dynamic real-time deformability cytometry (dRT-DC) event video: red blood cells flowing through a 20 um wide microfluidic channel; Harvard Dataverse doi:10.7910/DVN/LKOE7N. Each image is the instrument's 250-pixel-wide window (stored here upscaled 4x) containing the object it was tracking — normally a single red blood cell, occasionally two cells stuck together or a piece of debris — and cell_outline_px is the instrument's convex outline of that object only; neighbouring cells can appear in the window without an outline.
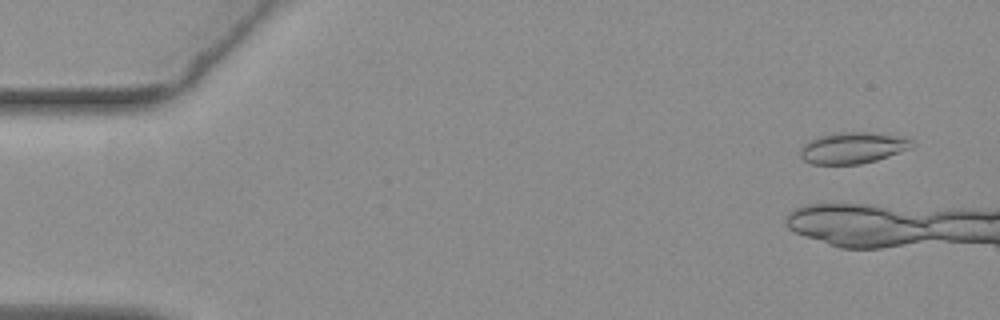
{"species": "common noctule bat (a hibernating species)", "species_latin": "Nyctalus noctula", "temperature_condition": "warm", "stored_images_in_passage": 9, "camera_frame_rate_fps": 3000, "um_per_image_px": 0.085, "animal": {"sex": "female", "body_mass_g": 19.3, "forearm_length_mm": 54.1}, "frame": {"image": 1, "passage_image": 4, "time_ms": 1.0, "image_size_px": [1000, 320], "cell_outline_px": [[912, 148], [876, 160], [860, 164], [812, 164], [804, 160], [800, 156], [800, 148], [808, 140], [816, 136], [836, 132], [872, 132], [904, 136], [912, 140]], "centroid_in_image_um": [72.47, 12.55], "position_along_channel_um": 12.5, "area_um2": 20.63}}